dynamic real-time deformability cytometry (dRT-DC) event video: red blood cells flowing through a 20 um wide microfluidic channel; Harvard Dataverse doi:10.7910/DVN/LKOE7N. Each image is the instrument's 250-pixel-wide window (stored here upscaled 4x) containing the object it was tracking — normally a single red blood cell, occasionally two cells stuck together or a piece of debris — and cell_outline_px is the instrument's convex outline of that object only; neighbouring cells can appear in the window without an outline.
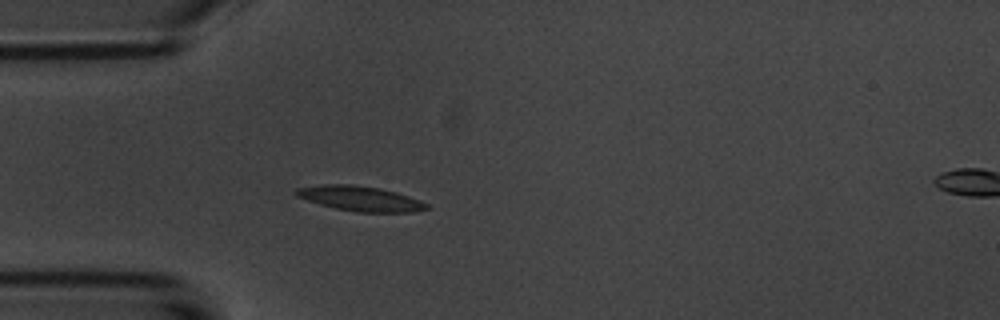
{"species": "common noctule bat (a hibernating species)", "species_latin": "Nyctalus noctula", "temperature_condition": "room temperature", "stored_images_in_passage": 3, "camera_frame_rate_fps": 3000, "um_per_image_px": 0.085, "animal": {"sex": "male", "body_mass_g": 20.1, "forearm_length_mm": 53.5}, "frame": {"image": 1, "passage_image": 2, "time_ms": 1.0, "image_size_px": [1000, 320], "cell_outline_px": [[432, 208], [412, 212], [356, 212], [336, 208], [320, 204], [296, 196], [292, 192], [296, 188], [324, 184], [348, 184], [376, 188], [396, 192], [420, 200], [428, 204]], "centroid_in_image_um": [30.62, 16.88], "position_along_channel_um": 54.4, "area_um2": 18.84}}